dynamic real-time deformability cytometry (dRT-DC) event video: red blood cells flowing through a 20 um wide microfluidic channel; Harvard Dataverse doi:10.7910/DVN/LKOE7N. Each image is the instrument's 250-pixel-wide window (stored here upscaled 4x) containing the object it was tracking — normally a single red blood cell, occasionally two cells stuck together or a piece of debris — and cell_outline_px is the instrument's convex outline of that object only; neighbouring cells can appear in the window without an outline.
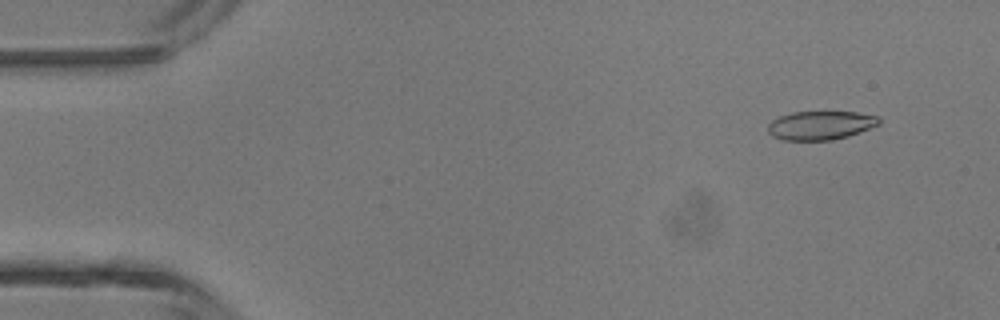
{"species": "common noctule bat (a hibernating species)", "species_latin": "Nyctalus noctula", "temperature_condition": "room temperature", "stored_images_in_passage": 46, "camera_frame_rate_fps": 3000, "um_per_image_px": 0.085, "animal": {"sex": "male", "body_mass_g": 13.3}, "frame": {"image": 1, "passage_image": 4, "time_ms": 1.0, "image_size_px": [1000, 320], "cell_outline_px": [[880, 124], [860, 132], [848, 136], [832, 140], [784, 140], [772, 136], [768, 132], [768, 124], [772, 120], [780, 116], [792, 112], [856, 112], [876, 116], [880, 120]], "centroid_in_image_um": [69.73, 10.65], "position_along_channel_um": 15.3, "area_um2": 18.55}}
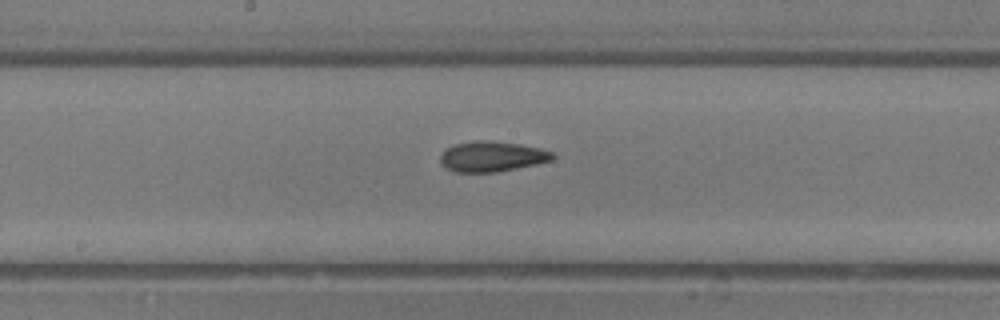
{"frame": {"image": 2, "passage_image": 24, "time_ms": 7.667, "image_size_px": [1000, 320], "cell_outline_px": [[556, 156], [552, 160], [536, 164], [496, 172], [456, 172], [440, 164], [440, 156], [452, 144], [472, 140], [484, 140], [520, 144], [540, 148], [552, 152]], "centroid_in_image_um": [41.81, 13.29], "position_along_channel_um": 206.4, "area_um2": 19.83}}
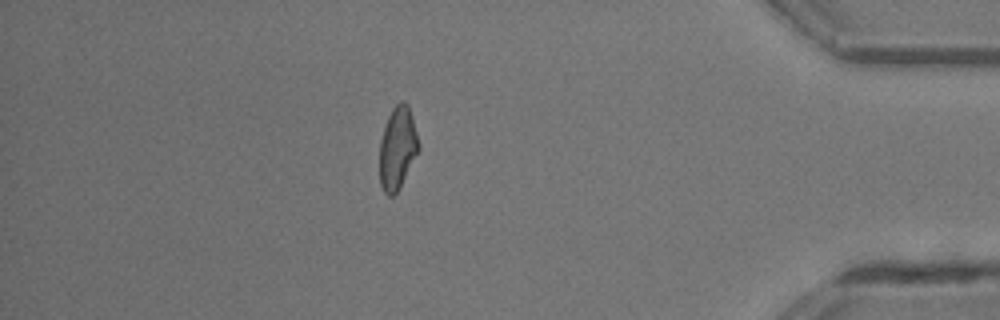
{"frame": {"image": 3, "passage_image": 40, "time_ms": 13.0, "image_size_px": [1000, 320], "cell_outline_px": [[420, 148], [400, 188], [392, 196], [388, 196], [384, 192], [380, 184], [380, 140], [388, 116], [392, 108], [400, 100], [404, 100], [408, 104], [412, 116], [420, 144]], "centroid_in_image_um": [33.8, 12.57], "position_along_channel_um": 401.4, "area_um2": 18.9}, "authors_computed_cell_mechanics": {"area_um2": 19.363, "velocity_mm_per_s": 4.4784, "shape_relaxation_time_tau1_ms": null, "shape_relaxation_time_tau2_ms": 2.1556, "deformation_change_tau1": null, "deformation_change_tau2": 0.0866}}